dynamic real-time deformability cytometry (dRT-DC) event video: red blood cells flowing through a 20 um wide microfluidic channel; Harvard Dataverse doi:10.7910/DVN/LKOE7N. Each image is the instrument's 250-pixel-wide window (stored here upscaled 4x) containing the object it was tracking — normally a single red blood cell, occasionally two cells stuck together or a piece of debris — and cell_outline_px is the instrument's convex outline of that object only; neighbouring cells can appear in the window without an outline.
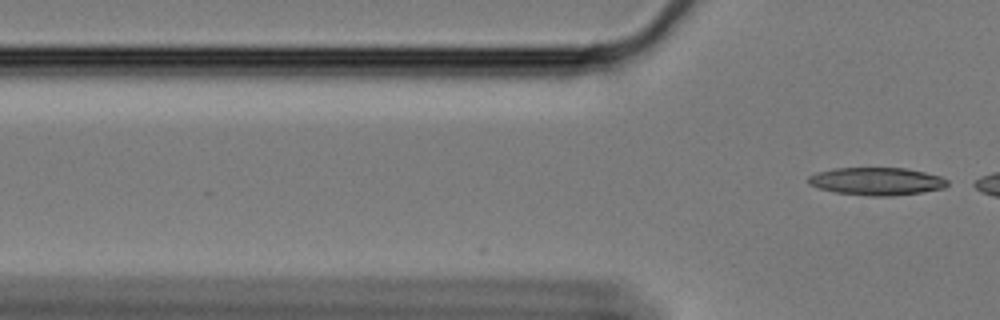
{"species": "Egyptian fruit bat (a non-hibernating species)", "species_latin": "Rousettus aegyptiacus", "temperature_condition": "cold", "stored_images_in_passage": 14, "camera_frame_rate_fps": 3000, "um_per_image_px": 0.085, "animal": {"sex": "female"}, "frame": {"image": 1, "passage_image": 14, "time_ms": 4.333, "image_size_px": [1000, 320], "cell_outline_px": [[948, 184], [944, 188], [924, 192], [892, 196], [868, 196], [836, 192], [820, 188], [808, 184], [808, 176], [816, 172], [832, 168], [904, 168], [924, 172], [940, 176], [948, 180]], "centroid_in_image_um": [74.51, 15.41], "position_along_channel_um": 51.3, "area_um2": 22.54}}